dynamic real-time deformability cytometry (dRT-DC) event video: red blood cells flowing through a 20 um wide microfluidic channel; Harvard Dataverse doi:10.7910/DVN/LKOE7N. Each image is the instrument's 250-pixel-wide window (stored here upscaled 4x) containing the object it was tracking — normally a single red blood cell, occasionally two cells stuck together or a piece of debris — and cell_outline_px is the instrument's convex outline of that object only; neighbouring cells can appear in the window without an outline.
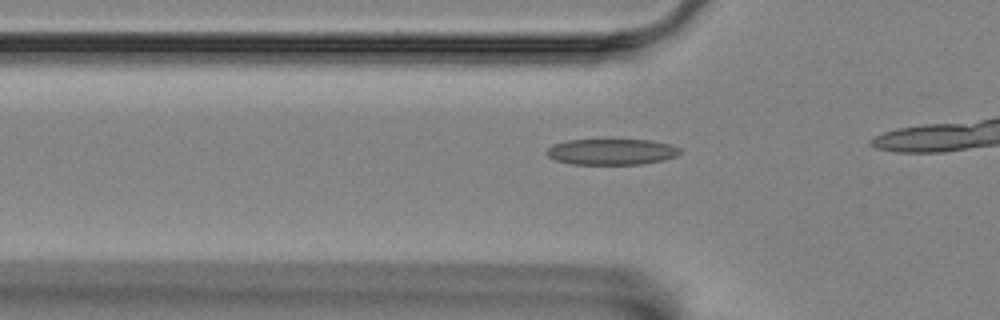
{"species": "Egyptian fruit bat (a non-hibernating species)", "species_latin": "Rousettus aegyptiacus", "temperature_condition": "room temperature", "stored_images_in_passage": 10, "camera_frame_rate_fps": 3000, "um_per_image_px": 0.085, "animal": {"sex": "female"}, "frame": {"image": 1, "passage_image": 4, "time_ms": 1.0, "image_size_px": [1000, 320], "cell_outline_px": [[680, 152], [676, 156], [664, 160], [644, 164], [572, 164], [556, 160], [548, 156], [544, 152], [552, 144], [568, 140], [652, 140], [668, 144], [680, 148]], "centroid_in_image_um": [51.97, 12.9], "position_along_channel_um": 73.8, "area_um2": 20.17}}
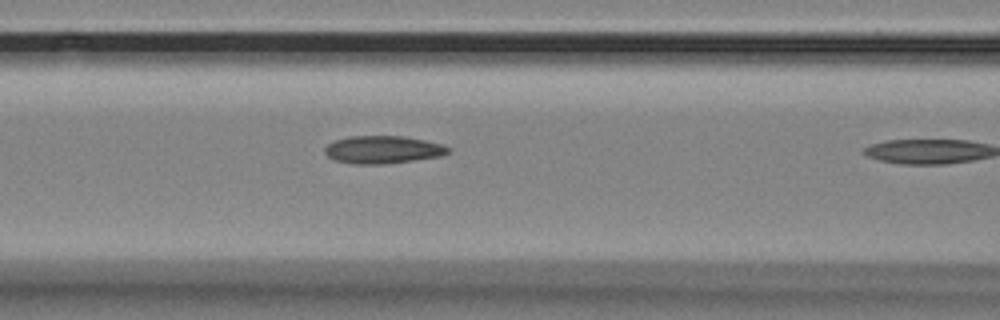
{"frame": {"image": 2, "passage_image": 9, "time_ms": 2.667, "image_size_px": [1000, 320], "cell_outline_px": [[452, 152], [440, 156], [384, 164], [356, 164], [336, 160], [328, 156], [324, 152], [324, 148], [328, 144], [336, 140], [348, 136], [404, 136], [424, 140], [440, 144], [452, 148]], "centroid_in_image_um": [32.56, 12.71], "position_along_channel_um": 134.0, "area_um2": 19.83}}